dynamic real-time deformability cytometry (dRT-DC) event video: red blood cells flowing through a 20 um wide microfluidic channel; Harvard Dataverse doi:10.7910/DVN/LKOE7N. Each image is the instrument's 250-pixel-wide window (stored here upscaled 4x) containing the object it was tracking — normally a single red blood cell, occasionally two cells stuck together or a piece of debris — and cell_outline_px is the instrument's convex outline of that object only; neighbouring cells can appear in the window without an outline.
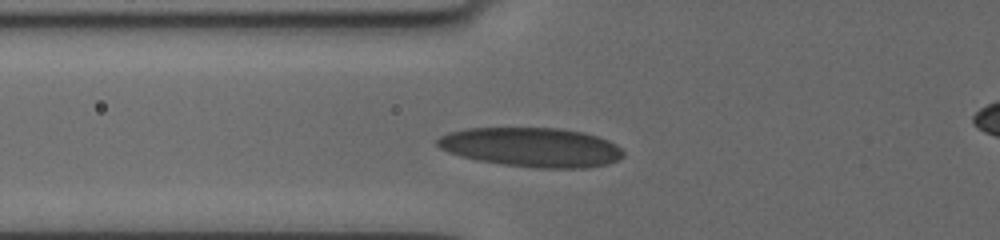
{"species": "human", "species_latin": "Homo sapiens", "temperature_condition": "cold", "stored_images_in_passage": 7, "camera_frame_rate_fps": 3000, "um_per_image_px": 0.085, "donor": {"sex": "female"}, "frame": {"image": 1, "passage_image": 6, "time_ms": 4.333, "image_size_px": [1000, 240], "cell_outline_px": [[624, 156], [608, 164], [588, 168], [536, 168], [500, 164], [476, 160], [460, 156], [448, 152], [440, 148], [436, 144], [436, 140], [440, 136], [448, 132], [468, 128], [560, 128], [584, 132], [608, 140], [616, 144], [624, 152]], "centroid_in_image_um": [45.18, 12.52], "position_along_channel_um": 80.6, "area_um2": 42.89}}
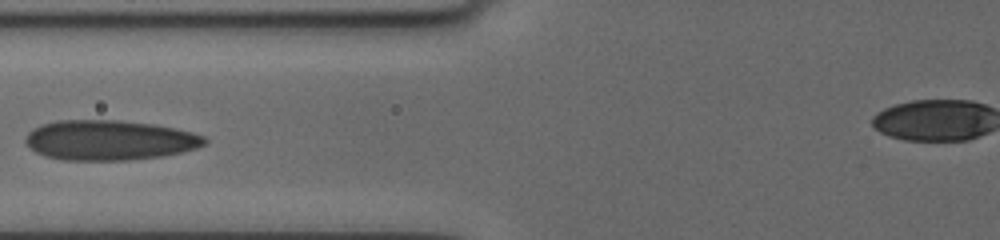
{"frame": {"image": 2, "passage_image": 7, "time_ms": 5.333, "image_size_px": [1000, 240], "cell_outline_px": [[208, 140], [204, 144], [196, 148], [180, 152], [160, 156], [128, 160], [64, 160], [44, 156], [28, 148], [24, 140], [28, 132], [32, 128], [40, 124], [60, 120], [120, 120], [152, 124], [192, 132], [204, 136]], "centroid_in_image_um": [9.23, 11.91], "position_along_channel_um": 116.6, "area_um2": 41.79}}